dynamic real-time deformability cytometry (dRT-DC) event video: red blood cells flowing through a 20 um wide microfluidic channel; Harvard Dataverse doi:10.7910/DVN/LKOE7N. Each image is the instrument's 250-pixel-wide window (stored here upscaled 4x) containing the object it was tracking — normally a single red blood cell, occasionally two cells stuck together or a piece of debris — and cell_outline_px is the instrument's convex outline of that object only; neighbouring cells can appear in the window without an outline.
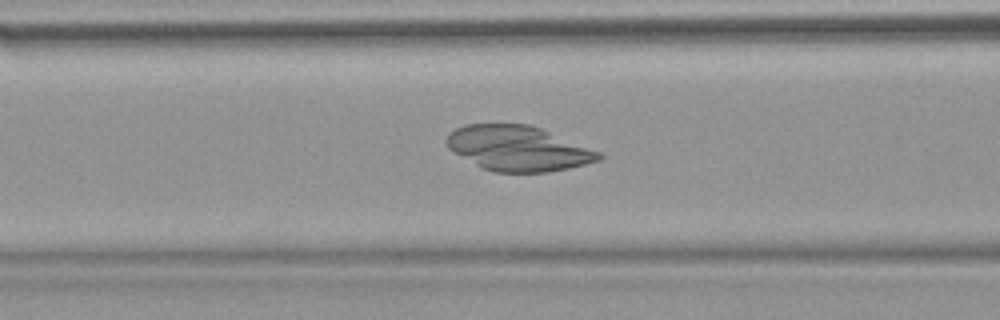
{"species": "common noctule bat (a hibernating species)", "species_latin": "Nyctalus noctula", "temperature_condition": "warm", "stored_images_in_passage": 53, "camera_frame_rate_fps": 3000, "um_per_image_px": 0.085, "animal": {"sex": "female", "body_mass_g": 18.4}, "frame": {"image": 1, "passage_image": 22, "time_ms": 7.0, "image_size_px": [1000, 320], "cell_outline_px": [[604, 156], [600, 160], [568, 168], [548, 172], [492, 172], [480, 168], [452, 152], [448, 148], [444, 140], [448, 132], [464, 124], [528, 124], [540, 128], [600, 152]], "centroid_in_image_um": [43.96, 12.62], "position_along_channel_um": 122.6, "area_um2": 40.11}}
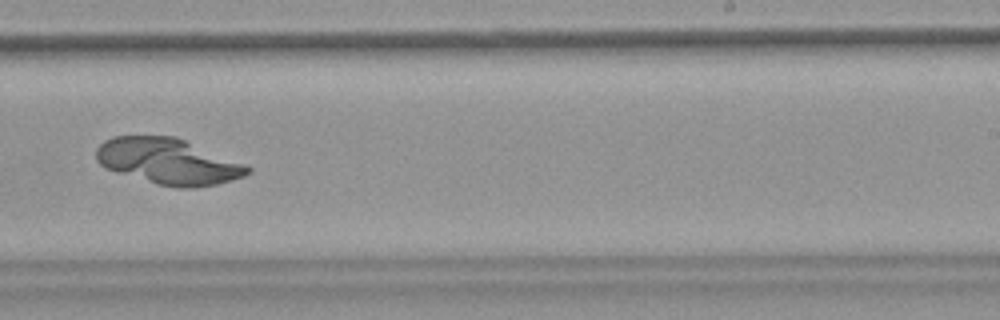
{"frame": {"image": 2, "passage_image": 34, "time_ms": 11.0, "image_size_px": [1000, 320], "cell_outline_px": [[252, 172], [244, 176], [216, 184], [192, 188], [180, 188], [156, 184], [116, 172], [104, 168], [96, 160], [96, 148], [104, 140], [112, 136], [176, 136], [244, 164], [252, 168]], "centroid_in_image_um": [14.26, 13.72], "position_along_channel_um": 274.7, "area_um2": 40.46}}
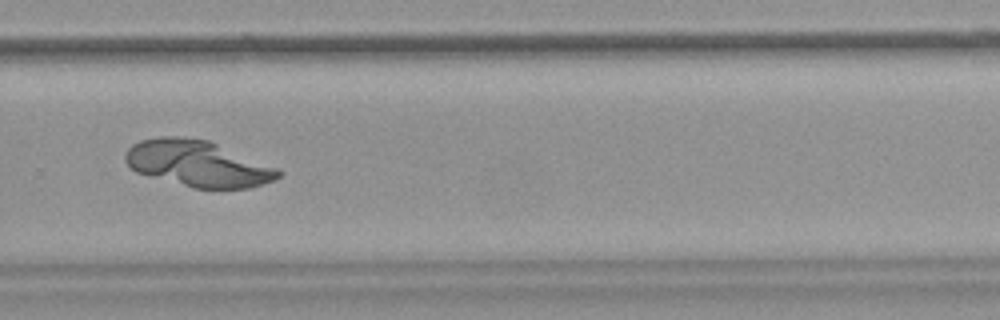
{"frame": {"image": 3, "passage_image": 37, "time_ms": 12.0, "image_size_px": [1000, 320], "cell_outline_px": [[284, 172], [280, 176], [272, 180], [248, 188], [192, 188], [136, 172], [124, 160], [124, 156], [128, 148], [132, 144], [140, 140], [160, 136], [176, 136], [208, 140], [276, 168]], "centroid_in_image_um": [16.76, 13.9], "position_along_channel_um": 313.0, "area_um2": 40.63}}